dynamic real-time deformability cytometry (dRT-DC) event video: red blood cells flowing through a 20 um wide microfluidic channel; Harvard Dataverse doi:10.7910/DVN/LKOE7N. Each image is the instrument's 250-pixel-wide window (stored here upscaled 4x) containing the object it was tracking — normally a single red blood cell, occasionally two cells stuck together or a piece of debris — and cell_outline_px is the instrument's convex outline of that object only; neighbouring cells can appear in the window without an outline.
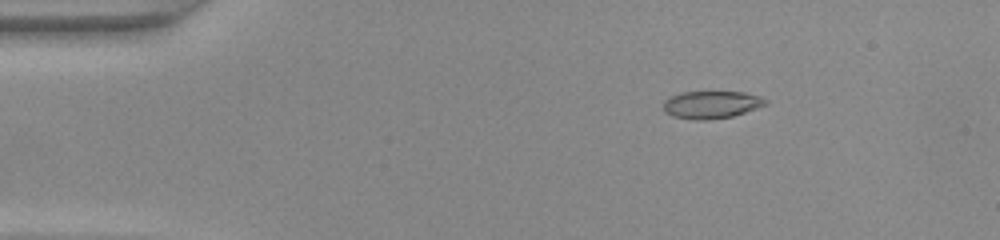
{"species": "common noctule bat (a hibernating species)", "species_latin": "Nyctalus noctula", "temperature_condition": "warm", "stored_images_in_passage": 42, "segment_of_instrument_passage": [1, 2], "camera_frame_rate_fps": 3000, "um_per_image_px": 0.085, "animal": {"sex": "female", "body_mass_g": 22.0, "forearm_length_mm": 56.7}, "frame": {"image": 1, "passage_image": 1, "time_ms": 0.0, "image_size_px": [1000, 240], "cell_outline_px": [[768, 104], [732, 116], [708, 120], [696, 120], [672, 116], [664, 112], [664, 100], [680, 92], [744, 92], [760, 96], [768, 100]], "centroid_in_image_um": [60.47, 8.89], "position_along_channel_um": 24.5, "area_um2": 16.36}}
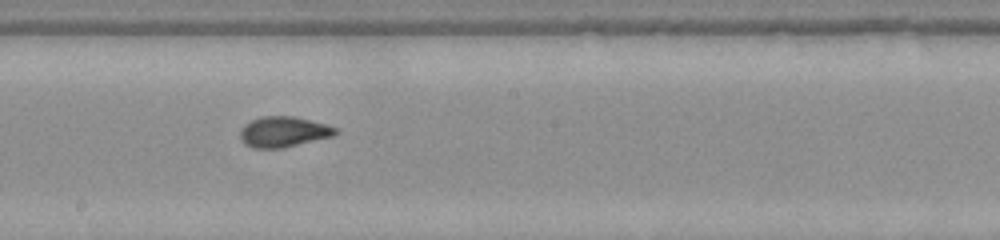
{"frame": {"image": 2, "passage_image": 20, "time_ms": 6.333, "image_size_px": [1000, 240], "cell_outline_px": [[340, 132], [336, 136], [280, 148], [252, 148], [244, 144], [240, 140], [240, 132], [244, 124], [260, 116], [292, 116], [324, 124], [336, 128]], "centroid_in_image_um": [24.08, 11.21], "position_along_channel_um": 224.1, "area_um2": 16.99}}
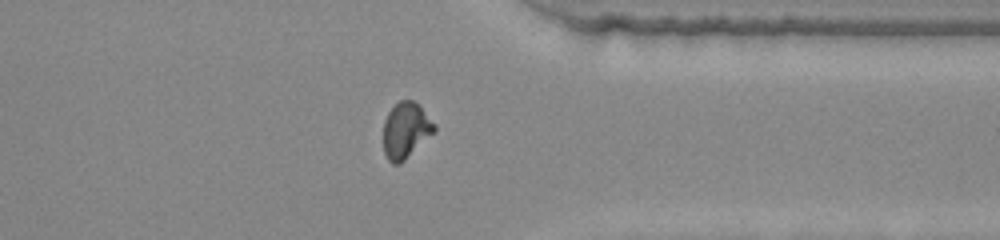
{"frame": {"image": 3, "passage_image": 31, "time_ms": 10.0, "image_size_px": [1000, 240], "cell_outline_px": [[436, 128], [400, 164], [392, 164], [388, 160], [384, 152], [384, 120], [388, 112], [400, 100], [412, 100], [436, 124]], "centroid_in_image_um": [34.45, 11.08], "position_along_channel_um": 377.0, "area_um2": 16.01}}